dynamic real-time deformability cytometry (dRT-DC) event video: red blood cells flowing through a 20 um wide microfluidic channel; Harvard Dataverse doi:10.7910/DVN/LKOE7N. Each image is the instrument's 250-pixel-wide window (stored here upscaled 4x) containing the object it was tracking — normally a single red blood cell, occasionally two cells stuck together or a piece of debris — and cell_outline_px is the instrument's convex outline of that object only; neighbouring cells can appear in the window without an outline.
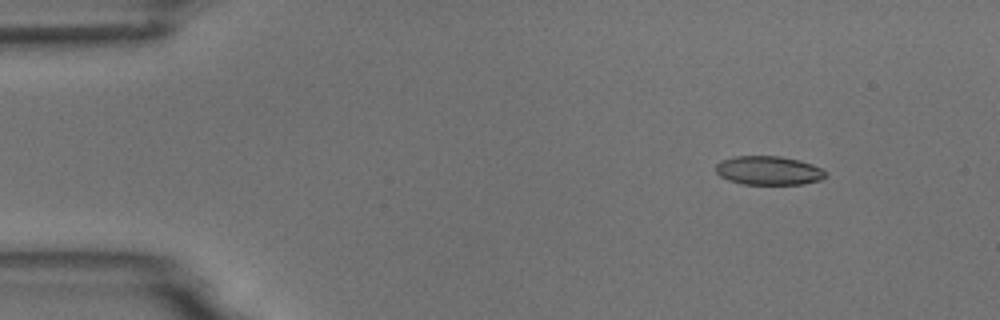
{"species": "common noctule bat (a hibernating species)", "species_latin": "Nyctalus noctula", "temperature_condition": "room temperature", "stored_images_in_passage": 4, "camera_frame_rate_fps": 3000, "um_per_image_px": 0.085, "animal": {"sex": "male", "body_mass_g": 18.8}, "frame": {"image": 1, "passage_image": 1, "time_ms": 0.0, "image_size_px": [1000, 320], "cell_outline_px": [[824, 176], [820, 180], [804, 184], [744, 184], [728, 180], [720, 176], [716, 172], [716, 164], [720, 160], [736, 156], [780, 156], [800, 160], [812, 164], [820, 168], [824, 172]], "centroid_in_image_um": [65.29, 14.49], "position_along_channel_um": 19.7, "area_um2": 18.38}}
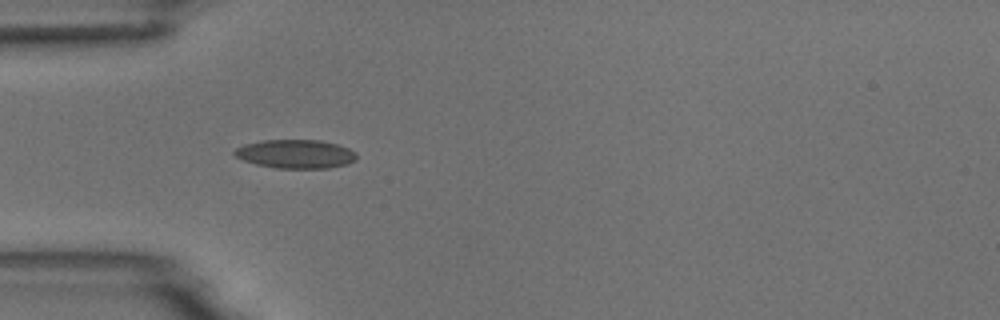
{"frame": {"image": 2, "passage_image": 4, "time_ms": 3.333, "image_size_px": [1000, 320], "cell_outline_px": [[356, 160], [348, 164], [328, 168], [276, 168], [256, 164], [244, 160], [236, 156], [232, 152], [236, 148], [244, 144], [264, 140], [320, 140], [336, 144], [348, 148], [356, 152]], "centroid_in_image_um": [25.14, 13.09], "position_along_channel_um": 59.9, "area_um2": 20.4}}